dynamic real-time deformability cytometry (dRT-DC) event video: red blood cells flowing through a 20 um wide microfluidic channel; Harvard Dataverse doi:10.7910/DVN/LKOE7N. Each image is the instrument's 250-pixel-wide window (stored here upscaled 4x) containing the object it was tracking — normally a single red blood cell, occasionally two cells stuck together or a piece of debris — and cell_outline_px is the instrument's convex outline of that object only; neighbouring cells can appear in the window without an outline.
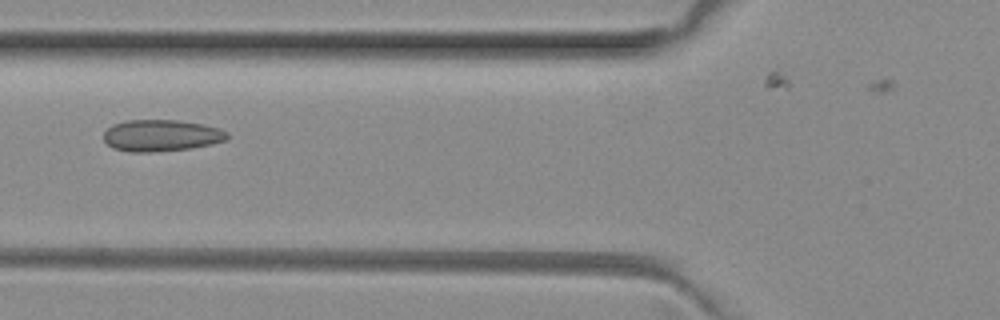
{"species": "common noctule bat (a hibernating species)", "species_latin": "Nyctalus noctula", "temperature_condition": "room temperature", "stored_images_in_passage": 8, "camera_frame_rate_fps": 3000, "um_per_image_px": 0.085, "animal": {"sex": "female", "body_mass_g": 29.2, "forearm_length_mm": 56.3}, "frame": {"image": 1, "passage_image": 6, "time_ms": 1.667, "image_size_px": [1000, 320], "cell_outline_px": [[228, 136], [224, 140], [208, 144], [188, 148], [152, 152], [128, 152], [112, 148], [104, 140], [104, 132], [112, 124], [128, 120], [176, 120], [204, 124], [220, 128], [228, 132]], "centroid_in_image_um": [13.67, 11.51], "position_along_channel_um": 112.1, "area_um2": 22.66}}
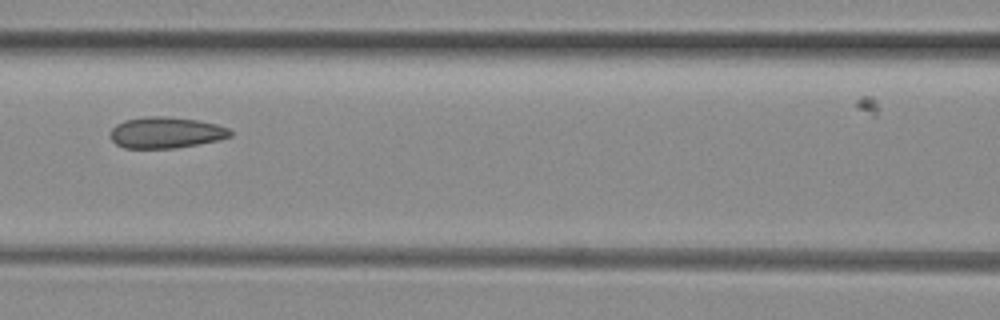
{"frame": {"image": 2, "passage_image": 7, "time_ms": 2.0, "image_size_px": [1000, 320], "cell_outline_px": [[232, 136], [216, 140], [176, 148], [124, 148], [116, 144], [112, 140], [112, 128], [116, 124], [124, 120], [144, 116], [168, 116], [196, 120], [216, 124], [228, 128], [232, 132]], "centroid_in_image_um": [14.08, 11.26], "position_along_channel_um": 152.5, "area_um2": 21.68}}